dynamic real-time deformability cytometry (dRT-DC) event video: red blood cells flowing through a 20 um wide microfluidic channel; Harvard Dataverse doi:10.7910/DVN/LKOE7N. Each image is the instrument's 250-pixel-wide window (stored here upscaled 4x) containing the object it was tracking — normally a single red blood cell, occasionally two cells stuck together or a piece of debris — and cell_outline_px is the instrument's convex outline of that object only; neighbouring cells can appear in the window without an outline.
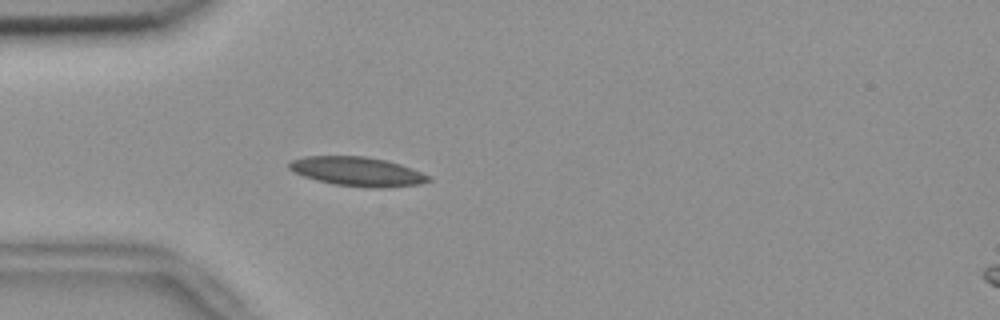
{"species": "common noctule bat (a hibernating species)", "species_latin": "Nyctalus noctula", "temperature_condition": "room temperature", "stored_images_in_passage": 54, "camera_frame_rate_fps": 3000, "um_per_image_px": 0.085, "animal": {"sex": "female", "body_mass_g": 18.4}, "frame": {"image": 1, "passage_image": 15, "time_ms": 4.667, "image_size_px": [1000, 320], "cell_outline_px": [[432, 180], [420, 184], [388, 188], [368, 188], [332, 184], [316, 180], [292, 172], [288, 168], [288, 164], [292, 160], [304, 156], [364, 156], [384, 160], [400, 164], [412, 168], [432, 176]], "centroid_in_image_um": [30.39, 14.59], "position_along_channel_um": 54.6, "area_um2": 23.99}}
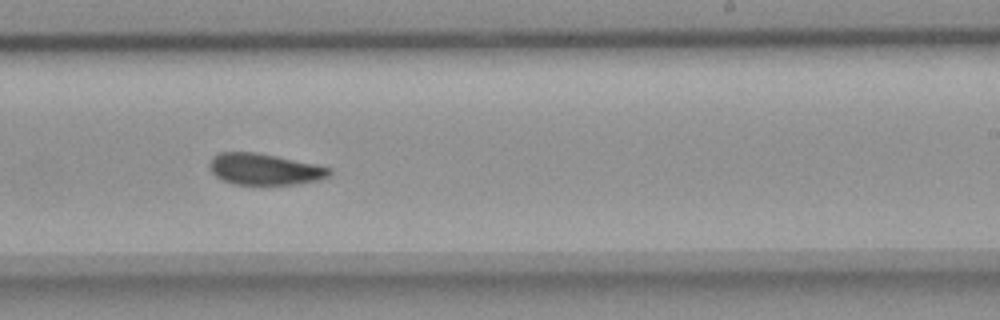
{"frame": {"image": 2, "passage_image": 33, "time_ms": 10.667, "image_size_px": [1000, 320], "cell_outline_px": [[332, 172], [328, 176], [320, 180], [296, 184], [232, 184], [216, 176], [208, 168], [208, 164], [212, 156], [220, 152], [256, 152], [316, 164], [332, 168]], "centroid_in_image_um": [22.47, 14.37], "position_along_channel_um": 266.5, "area_um2": 21.96}}
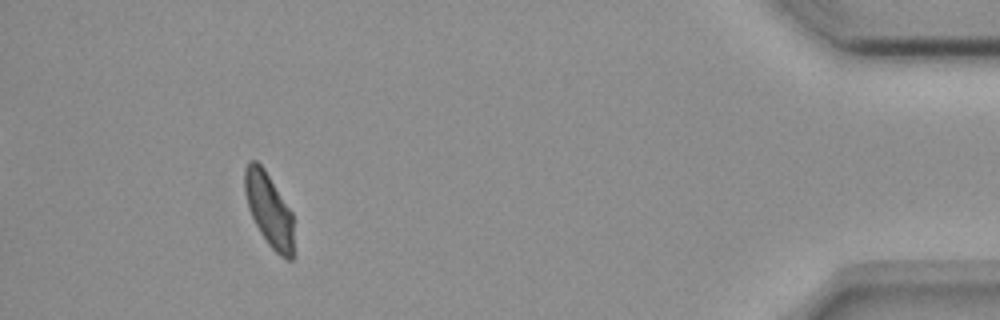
{"frame": {"image": 3, "passage_image": 50, "time_ms": 16.333, "image_size_px": [1000, 320], "cell_outline_px": [[292, 260], [288, 260], [280, 256], [268, 244], [260, 232], [248, 208], [244, 192], [244, 168], [248, 160], [256, 160], [264, 168], [292, 212]], "centroid_in_image_um": [22.83, 17.78], "position_along_channel_um": 412.4, "area_um2": 20.81}, "authors_computed_cell_mechanics": {"area_um2": 22.0507, "velocity_mm_per_s": 3.649, "shape_relaxation_time_tau1_ms": 9.4602, "shape_relaxation_time_tau2_ms": 3.5983, "deformation_change_tau1": 0.1549, "deformation_change_tau2": 0.0882}}